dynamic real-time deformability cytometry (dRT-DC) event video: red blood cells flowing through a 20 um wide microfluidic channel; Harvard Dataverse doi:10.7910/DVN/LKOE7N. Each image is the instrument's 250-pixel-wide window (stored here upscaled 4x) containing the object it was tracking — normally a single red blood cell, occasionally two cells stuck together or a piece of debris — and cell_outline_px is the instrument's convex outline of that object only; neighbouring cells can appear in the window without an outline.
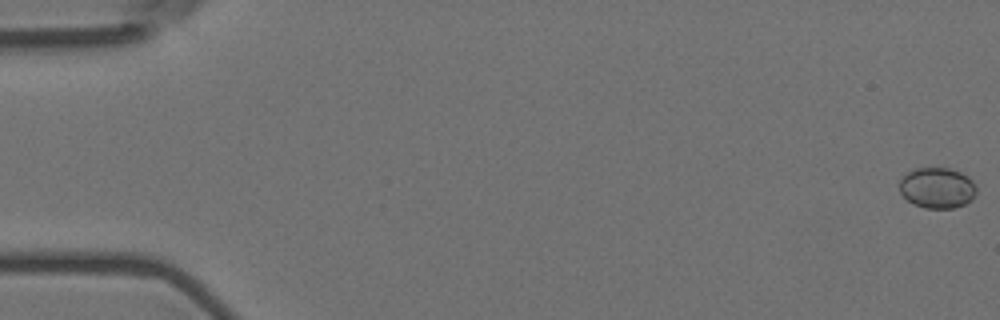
{"species": "Egyptian fruit bat (a non-hibernating species)", "species_latin": "Rousettus aegyptiacus", "temperature_condition": "room temperature", "stored_images_in_passage": 6, "camera_frame_rate_fps": 3000, "um_per_image_px": 0.085, "animal": {"sex": "female"}, "frame": {"image": 1, "passage_image": 1, "time_ms": 0.0, "image_size_px": [1000, 320], "cell_outline_px": [[976, 192], [964, 204], [952, 208], [924, 208], [912, 204], [900, 192], [900, 176], [912, 168], [948, 168], [960, 172], [968, 176], [972, 180], [976, 188]], "centroid_in_image_um": [79.61, 15.95], "position_along_channel_um": 5.4, "area_um2": 18.26}}